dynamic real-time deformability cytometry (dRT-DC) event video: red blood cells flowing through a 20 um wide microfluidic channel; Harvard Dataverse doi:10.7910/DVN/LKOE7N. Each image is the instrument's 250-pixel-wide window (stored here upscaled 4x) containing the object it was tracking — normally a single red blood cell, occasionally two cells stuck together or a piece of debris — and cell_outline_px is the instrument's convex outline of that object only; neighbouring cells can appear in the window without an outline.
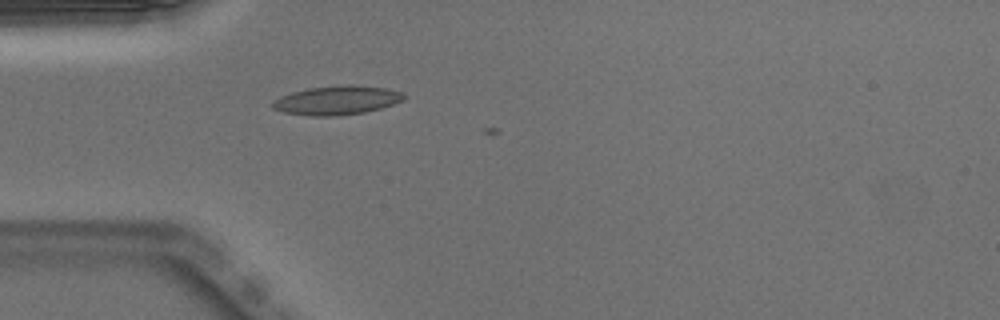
{"species": "Egyptian fruit bat (a non-hibernating species)", "species_latin": "Rousettus aegyptiacus", "temperature_condition": "warm", "stored_images_in_passage": 2, "camera_frame_rate_fps": 3000, "um_per_image_px": 0.085, "animal": {"sex": "male"}, "frame": {"image": 1, "passage_image": 1, "time_ms": 0.0, "image_size_px": [1000, 320], "cell_outline_px": [[408, 96], [404, 100], [380, 108], [364, 112], [336, 116], [312, 116], [284, 112], [272, 108], [272, 100], [280, 96], [292, 92], [308, 88], [352, 84], [384, 88], [404, 92]], "centroid_in_image_um": [28.65, 8.52], "position_along_channel_um": 56.4, "area_um2": 22.2}}